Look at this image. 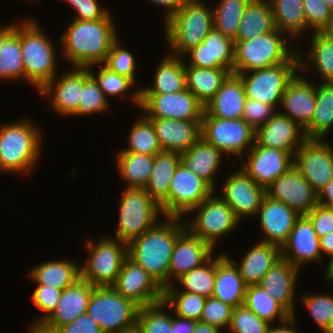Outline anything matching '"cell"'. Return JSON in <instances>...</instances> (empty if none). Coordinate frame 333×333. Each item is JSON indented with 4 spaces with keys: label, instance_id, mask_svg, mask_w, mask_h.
<instances>
[{
    "label": "cell",
    "instance_id": "74e56055",
    "mask_svg": "<svg viewBox=\"0 0 333 333\" xmlns=\"http://www.w3.org/2000/svg\"><path fill=\"white\" fill-rule=\"evenodd\" d=\"M276 29L269 0H250L233 41H247Z\"/></svg>",
    "mask_w": 333,
    "mask_h": 333
},
{
    "label": "cell",
    "instance_id": "9c48e42d",
    "mask_svg": "<svg viewBox=\"0 0 333 333\" xmlns=\"http://www.w3.org/2000/svg\"><path fill=\"white\" fill-rule=\"evenodd\" d=\"M139 309L140 306L112 287H95L87 314L99 324L103 333H121L137 325Z\"/></svg>",
    "mask_w": 333,
    "mask_h": 333
},
{
    "label": "cell",
    "instance_id": "6f0895ef",
    "mask_svg": "<svg viewBox=\"0 0 333 333\" xmlns=\"http://www.w3.org/2000/svg\"><path fill=\"white\" fill-rule=\"evenodd\" d=\"M233 307L213 297L206 298L200 322L222 329L229 328Z\"/></svg>",
    "mask_w": 333,
    "mask_h": 333
},
{
    "label": "cell",
    "instance_id": "5b68a950",
    "mask_svg": "<svg viewBox=\"0 0 333 333\" xmlns=\"http://www.w3.org/2000/svg\"><path fill=\"white\" fill-rule=\"evenodd\" d=\"M35 20L21 22V51L25 82L40 90L56 76L57 56L51 39Z\"/></svg>",
    "mask_w": 333,
    "mask_h": 333
},
{
    "label": "cell",
    "instance_id": "ac0fdd59",
    "mask_svg": "<svg viewBox=\"0 0 333 333\" xmlns=\"http://www.w3.org/2000/svg\"><path fill=\"white\" fill-rule=\"evenodd\" d=\"M90 76L88 67H73L70 71H65L60 78L56 75L38 92L51 97L52 109L56 113L68 117L77 116L78 100L83 85Z\"/></svg>",
    "mask_w": 333,
    "mask_h": 333
},
{
    "label": "cell",
    "instance_id": "7a4b0ae2",
    "mask_svg": "<svg viewBox=\"0 0 333 333\" xmlns=\"http://www.w3.org/2000/svg\"><path fill=\"white\" fill-rule=\"evenodd\" d=\"M97 21L73 20L60 42L63 54L72 67L102 64L112 44L118 39L112 15Z\"/></svg>",
    "mask_w": 333,
    "mask_h": 333
},
{
    "label": "cell",
    "instance_id": "6da1fadb",
    "mask_svg": "<svg viewBox=\"0 0 333 333\" xmlns=\"http://www.w3.org/2000/svg\"><path fill=\"white\" fill-rule=\"evenodd\" d=\"M184 220L164 217L127 244V257L148 272L163 289L169 286L172 251L177 238L186 230Z\"/></svg>",
    "mask_w": 333,
    "mask_h": 333
},
{
    "label": "cell",
    "instance_id": "a7ac6f4b",
    "mask_svg": "<svg viewBox=\"0 0 333 333\" xmlns=\"http://www.w3.org/2000/svg\"><path fill=\"white\" fill-rule=\"evenodd\" d=\"M318 204L333 207V179L318 193Z\"/></svg>",
    "mask_w": 333,
    "mask_h": 333
},
{
    "label": "cell",
    "instance_id": "7dc6e473",
    "mask_svg": "<svg viewBox=\"0 0 333 333\" xmlns=\"http://www.w3.org/2000/svg\"><path fill=\"white\" fill-rule=\"evenodd\" d=\"M167 305L161 301L140 307L137 326L142 333H175V315L167 314Z\"/></svg>",
    "mask_w": 333,
    "mask_h": 333
},
{
    "label": "cell",
    "instance_id": "003e7915",
    "mask_svg": "<svg viewBox=\"0 0 333 333\" xmlns=\"http://www.w3.org/2000/svg\"><path fill=\"white\" fill-rule=\"evenodd\" d=\"M197 322L175 315V333H192Z\"/></svg>",
    "mask_w": 333,
    "mask_h": 333
},
{
    "label": "cell",
    "instance_id": "7402d4cb",
    "mask_svg": "<svg viewBox=\"0 0 333 333\" xmlns=\"http://www.w3.org/2000/svg\"><path fill=\"white\" fill-rule=\"evenodd\" d=\"M281 257L301 269L309 262H321L320 240L312 223L301 215L295 222L287 241L280 248Z\"/></svg>",
    "mask_w": 333,
    "mask_h": 333
},
{
    "label": "cell",
    "instance_id": "4fadbf2b",
    "mask_svg": "<svg viewBox=\"0 0 333 333\" xmlns=\"http://www.w3.org/2000/svg\"><path fill=\"white\" fill-rule=\"evenodd\" d=\"M323 139H307L294 154L293 167L319 193L333 179V149Z\"/></svg>",
    "mask_w": 333,
    "mask_h": 333
},
{
    "label": "cell",
    "instance_id": "2644e50d",
    "mask_svg": "<svg viewBox=\"0 0 333 333\" xmlns=\"http://www.w3.org/2000/svg\"><path fill=\"white\" fill-rule=\"evenodd\" d=\"M219 328L198 321L192 333H222Z\"/></svg>",
    "mask_w": 333,
    "mask_h": 333
},
{
    "label": "cell",
    "instance_id": "11e5206c",
    "mask_svg": "<svg viewBox=\"0 0 333 333\" xmlns=\"http://www.w3.org/2000/svg\"><path fill=\"white\" fill-rule=\"evenodd\" d=\"M324 1L333 10V0H324Z\"/></svg>",
    "mask_w": 333,
    "mask_h": 333
},
{
    "label": "cell",
    "instance_id": "8d00e7d4",
    "mask_svg": "<svg viewBox=\"0 0 333 333\" xmlns=\"http://www.w3.org/2000/svg\"><path fill=\"white\" fill-rule=\"evenodd\" d=\"M35 284L61 289L80 279V265L74 260H48L35 265L28 274Z\"/></svg>",
    "mask_w": 333,
    "mask_h": 333
},
{
    "label": "cell",
    "instance_id": "9a60e30c",
    "mask_svg": "<svg viewBox=\"0 0 333 333\" xmlns=\"http://www.w3.org/2000/svg\"><path fill=\"white\" fill-rule=\"evenodd\" d=\"M214 191L205 180L180 163L171 179L169 217L186 218L193 208Z\"/></svg>",
    "mask_w": 333,
    "mask_h": 333
},
{
    "label": "cell",
    "instance_id": "277c9868",
    "mask_svg": "<svg viewBox=\"0 0 333 333\" xmlns=\"http://www.w3.org/2000/svg\"><path fill=\"white\" fill-rule=\"evenodd\" d=\"M204 2L187 0L164 22V37L171 50L170 55L184 57L187 51L201 44L214 28L213 9Z\"/></svg>",
    "mask_w": 333,
    "mask_h": 333
},
{
    "label": "cell",
    "instance_id": "91938a15",
    "mask_svg": "<svg viewBox=\"0 0 333 333\" xmlns=\"http://www.w3.org/2000/svg\"><path fill=\"white\" fill-rule=\"evenodd\" d=\"M272 105L247 98L242 118L254 129L267 123L277 112Z\"/></svg>",
    "mask_w": 333,
    "mask_h": 333
},
{
    "label": "cell",
    "instance_id": "30bf717a",
    "mask_svg": "<svg viewBox=\"0 0 333 333\" xmlns=\"http://www.w3.org/2000/svg\"><path fill=\"white\" fill-rule=\"evenodd\" d=\"M88 259L80 266V278L94 287H111L127 258V243L113 237H103L95 244L86 243Z\"/></svg>",
    "mask_w": 333,
    "mask_h": 333
},
{
    "label": "cell",
    "instance_id": "cb8c5ba5",
    "mask_svg": "<svg viewBox=\"0 0 333 333\" xmlns=\"http://www.w3.org/2000/svg\"><path fill=\"white\" fill-rule=\"evenodd\" d=\"M190 57L185 66L199 68H226L233 73L234 42L216 29H212L204 41L187 51Z\"/></svg>",
    "mask_w": 333,
    "mask_h": 333
},
{
    "label": "cell",
    "instance_id": "ee69618b",
    "mask_svg": "<svg viewBox=\"0 0 333 333\" xmlns=\"http://www.w3.org/2000/svg\"><path fill=\"white\" fill-rule=\"evenodd\" d=\"M243 305L271 325L275 322V319L282 322L291 315L257 284L246 287Z\"/></svg>",
    "mask_w": 333,
    "mask_h": 333
},
{
    "label": "cell",
    "instance_id": "816d5d0a",
    "mask_svg": "<svg viewBox=\"0 0 333 333\" xmlns=\"http://www.w3.org/2000/svg\"><path fill=\"white\" fill-rule=\"evenodd\" d=\"M99 65L101 68L98 69L97 74H94L92 68ZM88 69L90 70V75L96 80L106 98L107 95L113 97L120 96L123 98L126 95L125 93H127L126 91L130 90V88L135 85V82L131 78L119 75L109 70L103 64L90 65Z\"/></svg>",
    "mask_w": 333,
    "mask_h": 333
},
{
    "label": "cell",
    "instance_id": "ffe728a7",
    "mask_svg": "<svg viewBox=\"0 0 333 333\" xmlns=\"http://www.w3.org/2000/svg\"><path fill=\"white\" fill-rule=\"evenodd\" d=\"M266 194L288 205L300 216L308 214L318 205V193L295 167L282 174L268 186Z\"/></svg>",
    "mask_w": 333,
    "mask_h": 333
},
{
    "label": "cell",
    "instance_id": "f6af8a7d",
    "mask_svg": "<svg viewBox=\"0 0 333 333\" xmlns=\"http://www.w3.org/2000/svg\"><path fill=\"white\" fill-rule=\"evenodd\" d=\"M129 132V146L119 152H131L154 156L163 151L151 120L144 114L135 121Z\"/></svg>",
    "mask_w": 333,
    "mask_h": 333
},
{
    "label": "cell",
    "instance_id": "e575fe53",
    "mask_svg": "<svg viewBox=\"0 0 333 333\" xmlns=\"http://www.w3.org/2000/svg\"><path fill=\"white\" fill-rule=\"evenodd\" d=\"M280 258V247L260 239L247 251L239 265L236 260L232 261L236 264L244 283L248 286L258 284Z\"/></svg>",
    "mask_w": 333,
    "mask_h": 333
},
{
    "label": "cell",
    "instance_id": "ab89813d",
    "mask_svg": "<svg viewBox=\"0 0 333 333\" xmlns=\"http://www.w3.org/2000/svg\"><path fill=\"white\" fill-rule=\"evenodd\" d=\"M331 128H333V82H322L316 86V107L310 124L304 129L305 137L325 139Z\"/></svg>",
    "mask_w": 333,
    "mask_h": 333
},
{
    "label": "cell",
    "instance_id": "f907efd6",
    "mask_svg": "<svg viewBox=\"0 0 333 333\" xmlns=\"http://www.w3.org/2000/svg\"><path fill=\"white\" fill-rule=\"evenodd\" d=\"M302 304L307 308L321 333H333V295L305 294L301 296Z\"/></svg>",
    "mask_w": 333,
    "mask_h": 333
},
{
    "label": "cell",
    "instance_id": "5bb4252c",
    "mask_svg": "<svg viewBox=\"0 0 333 333\" xmlns=\"http://www.w3.org/2000/svg\"><path fill=\"white\" fill-rule=\"evenodd\" d=\"M140 110L147 118L202 120L205 106L188 89L177 93L140 94Z\"/></svg>",
    "mask_w": 333,
    "mask_h": 333
},
{
    "label": "cell",
    "instance_id": "d590c367",
    "mask_svg": "<svg viewBox=\"0 0 333 333\" xmlns=\"http://www.w3.org/2000/svg\"><path fill=\"white\" fill-rule=\"evenodd\" d=\"M224 155L220 150L200 137L187 151L180 153L181 163L205 180L214 190V180Z\"/></svg>",
    "mask_w": 333,
    "mask_h": 333
},
{
    "label": "cell",
    "instance_id": "3957f363",
    "mask_svg": "<svg viewBox=\"0 0 333 333\" xmlns=\"http://www.w3.org/2000/svg\"><path fill=\"white\" fill-rule=\"evenodd\" d=\"M31 123L19 120L0 126V172L25 175L35 167L43 137L39 128Z\"/></svg>",
    "mask_w": 333,
    "mask_h": 333
},
{
    "label": "cell",
    "instance_id": "44dd1931",
    "mask_svg": "<svg viewBox=\"0 0 333 333\" xmlns=\"http://www.w3.org/2000/svg\"><path fill=\"white\" fill-rule=\"evenodd\" d=\"M94 286L83 279L63 289L56 309L32 333H50L54 328L72 323L84 313L94 290Z\"/></svg>",
    "mask_w": 333,
    "mask_h": 333
},
{
    "label": "cell",
    "instance_id": "e0dca14e",
    "mask_svg": "<svg viewBox=\"0 0 333 333\" xmlns=\"http://www.w3.org/2000/svg\"><path fill=\"white\" fill-rule=\"evenodd\" d=\"M111 287L140 307L163 301V288L128 257L123 261L118 277Z\"/></svg>",
    "mask_w": 333,
    "mask_h": 333
},
{
    "label": "cell",
    "instance_id": "4dcf8cb0",
    "mask_svg": "<svg viewBox=\"0 0 333 333\" xmlns=\"http://www.w3.org/2000/svg\"><path fill=\"white\" fill-rule=\"evenodd\" d=\"M181 163L180 153L162 151L154 155L150 179L144 189L161 207L162 217H169V189L176 168Z\"/></svg>",
    "mask_w": 333,
    "mask_h": 333
},
{
    "label": "cell",
    "instance_id": "8c879c8a",
    "mask_svg": "<svg viewBox=\"0 0 333 333\" xmlns=\"http://www.w3.org/2000/svg\"><path fill=\"white\" fill-rule=\"evenodd\" d=\"M321 35L333 41V11L326 25L319 32Z\"/></svg>",
    "mask_w": 333,
    "mask_h": 333
},
{
    "label": "cell",
    "instance_id": "4316f807",
    "mask_svg": "<svg viewBox=\"0 0 333 333\" xmlns=\"http://www.w3.org/2000/svg\"><path fill=\"white\" fill-rule=\"evenodd\" d=\"M214 249L204 240L192 235L187 229L177 238L169 265V285L191 269L205 263ZM171 282V283H170Z\"/></svg>",
    "mask_w": 333,
    "mask_h": 333
},
{
    "label": "cell",
    "instance_id": "94428289",
    "mask_svg": "<svg viewBox=\"0 0 333 333\" xmlns=\"http://www.w3.org/2000/svg\"><path fill=\"white\" fill-rule=\"evenodd\" d=\"M65 1L66 3L71 5L76 11V15L72 20L97 21L104 19L110 13V11L106 7H100L97 0Z\"/></svg>",
    "mask_w": 333,
    "mask_h": 333
},
{
    "label": "cell",
    "instance_id": "f5cc1de1",
    "mask_svg": "<svg viewBox=\"0 0 333 333\" xmlns=\"http://www.w3.org/2000/svg\"><path fill=\"white\" fill-rule=\"evenodd\" d=\"M109 101L99 88L96 80L90 76L84 83L78 100L77 116L92 115L108 111Z\"/></svg>",
    "mask_w": 333,
    "mask_h": 333
},
{
    "label": "cell",
    "instance_id": "db71d44e",
    "mask_svg": "<svg viewBox=\"0 0 333 333\" xmlns=\"http://www.w3.org/2000/svg\"><path fill=\"white\" fill-rule=\"evenodd\" d=\"M109 70L118 73L119 75L131 78L136 82V63L134 55L123 48L117 39L102 63Z\"/></svg>",
    "mask_w": 333,
    "mask_h": 333
},
{
    "label": "cell",
    "instance_id": "8fae6325",
    "mask_svg": "<svg viewBox=\"0 0 333 333\" xmlns=\"http://www.w3.org/2000/svg\"><path fill=\"white\" fill-rule=\"evenodd\" d=\"M215 191L192 212L197 213L191 222L184 221L186 229L194 236L207 242L213 249L217 246L218 238L232 233L240 220L234 214L233 209Z\"/></svg>",
    "mask_w": 333,
    "mask_h": 333
},
{
    "label": "cell",
    "instance_id": "d6a6232c",
    "mask_svg": "<svg viewBox=\"0 0 333 333\" xmlns=\"http://www.w3.org/2000/svg\"><path fill=\"white\" fill-rule=\"evenodd\" d=\"M246 99L241 77L230 73L215 96L205 105V111L217 118L240 119Z\"/></svg>",
    "mask_w": 333,
    "mask_h": 333
},
{
    "label": "cell",
    "instance_id": "d4e9b609",
    "mask_svg": "<svg viewBox=\"0 0 333 333\" xmlns=\"http://www.w3.org/2000/svg\"><path fill=\"white\" fill-rule=\"evenodd\" d=\"M306 140L304 129L278 111L267 123L260 126L255 133V141L259 145L281 149L291 153L293 156Z\"/></svg>",
    "mask_w": 333,
    "mask_h": 333
},
{
    "label": "cell",
    "instance_id": "680465c9",
    "mask_svg": "<svg viewBox=\"0 0 333 333\" xmlns=\"http://www.w3.org/2000/svg\"><path fill=\"white\" fill-rule=\"evenodd\" d=\"M306 26L308 31L320 32L332 14V9L324 0H303Z\"/></svg>",
    "mask_w": 333,
    "mask_h": 333
},
{
    "label": "cell",
    "instance_id": "e7e4bbea",
    "mask_svg": "<svg viewBox=\"0 0 333 333\" xmlns=\"http://www.w3.org/2000/svg\"><path fill=\"white\" fill-rule=\"evenodd\" d=\"M150 1L155 3L156 5L162 6L165 9H167L164 15L165 16L164 21H166L173 14H175L187 0H150Z\"/></svg>",
    "mask_w": 333,
    "mask_h": 333
},
{
    "label": "cell",
    "instance_id": "753ad0ef",
    "mask_svg": "<svg viewBox=\"0 0 333 333\" xmlns=\"http://www.w3.org/2000/svg\"><path fill=\"white\" fill-rule=\"evenodd\" d=\"M325 278L328 282L333 283V256L329 258L328 266L326 268Z\"/></svg>",
    "mask_w": 333,
    "mask_h": 333
},
{
    "label": "cell",
    "instance_id": "8992f818",
    "mask_svg": "<svg viewBox=\"0 0 333 333\" xmlns=\"http://www.w3.org/2000/svg\"><path fill=\"white\" fill-rule=\"evenodd\" d=\"M305 60L301 52L297 50L288 61L282 64L239 73L246 98L272 105L275 109L278 108L283 93L298 71L303 69V71H309L311 64H307V59Z\"/></svg>",
    "mask_w": 333,
    "mask_h": 333
},
{
    "label": "cell",
    "instance_id": "484cf974",
    "mask_svg": "<svg viewBox=\"0 0 333 333\" xmlns=\"http://www.w3.org/2000/svg\"><path fill=\"white\" fill-rule=\"evenodd\" d=\"M297 73L289 82L281 98L282 111L301 128L305 129L312 119L316 107V85Z\"/></svg>",
    "mask_w": 333,
    "mask_h": 333
},
{
    "label": "cell",
    "instance_id": "7bdbcfd3",
    "mask_svg": "<svg viewBox=\"0 0 333 333\" xmlns=\"http://www.w3.org/2000/svg\"><path fill=\"white\" fill-rule=\"evenodd\" d=\"M215 277L216 257L214 258L212 255L205 263L176 279L183 288H176L175 284L173 285L172 283L164 288L163 291H184L198 294L205 298L212 297Z\"/></svg>",
    "mask_w": 333,
    "mask_h": 333
},
{
    "label": "cell",
    "instance_id": "f35d334b",
    "mask_svg": "<svg viewBox=\"0 0 333 333\" xmlns=\"http://www.w3.org/2000/svg\"><path fill=\"white\" fill-rule=\"evenodd\" d=\"M230 73L226 68L185 66L186 88L205 106Z\"/></svg>",
    "mask_w": 333,
    "mask_h": 333
},
{
    "label": "cell",
    "instance_id": "52a82bcc",
    "mask_svg": "<svg viewBox=\"0 0 333 333\" xmlns=\"http://www.w3.org/2000/svg\"><path fill=\"white\" fill-rule=\"evenodd\" d=\"M285 34L288 35L276 28L247 41H233V73L265 69L288 61L297 51L288 47L290 42L284 38Z\"/></svg>",
    "mask_w": 333,
    "mask_h": 333
},
{
    "label": "cell",
    "instance_id": "9f6ffc18",
    "mask_svg": "<svg viewBox=\"0 0 333 333\" xmlns=\"http://www.w3.org/2000/svg\"><path fill=\"white\" fill-rule=\"evenodd\" d=\"M37 288L34 289V292L31 296L34 306H36L40 311L43 312V315H40V318L35 319L31 324L30 331L31 333L36 330V328L44 322L51 313L56 309L59 302L61 293L63 290L51 288L50 286L37 284Z\"/></svg>",
    "mask_w": 333,
    "mask_h": 333
},
{
    "label": "cell",
    "instance_id": "b9f144b4",
    "mask_svg": "<svg viewBox=\"0 0 333 333\" xmlns=\"http://www.w3.org/2000/svg\"><path fill=\"white\" fill-rule=\"evenodd\" d=\"M269 3L278 30L292 38L300 37L303 31L308 30L303 0H269Z\"/></svg>",
    "mask_w": 333,
    "mask_h": 333
},
{
    "label": "cell",
    "instance_id": "f546056e",
    "mask_svg": "<svg viewBox=\"0 0 333 333\" xmlns=\"http://www.w3.org/2000/svg\"><path fill=\"white\" fill-rule=\"evenodd\" d=\"M185 60L167 54L155 70L154 85L132 92L130 100L140 108V94L177 93L186 88Z\"/></svg>",
    "mask_w": 333,
    "mask_h": 333
},
{
    "label": "cell",
    "instance_id": "1f68e13d",
    "mask_svg": "<svg viewBox=\"0 0 333 333\" xmlns=\"http://www.w3.org/2000/svg\"><path fill=\"white\" fill-rule=\"evenodd\" d=\"M247 285L236 266L226 254L216 256V277L212 297L233 308L244 303Z\"/></svg>",
    "mask_w": 333,
    "mask_h": 333
},
{
    "label": "cell",
    "instance_id": "7c38bea8",
    "mask_svg": "<svg viewBox=\"0 0 333 333\" xmlns=\"http://www.w3.org/2000/svg\"><path fill=\"white\" fill-rule=\"evenodd\" d=\"M255 133L256 130L243 118H217L204 110L201 137L229 157L233 154L242 161V154L247 153L255 143Z\"/></svg>",
    "mask_w": 333,
    "mask_h": 333
},
{
    "label": "cell",
    "instance_id": "be15d7a7",
    "mask_svg": "<svg viewBox=\"0 0 333 333\" xmlns=\"http://www.w3.org/2000/svg\"><path fill=\"white\" fill-rule=\"evenodd\" d=\"M50 333H103L99 324L87 313L82 314L72 323L54 328Z\"/></svg>",
    "mask_w": 333,
    "mask_h": 333
},
{
    "label": "cell",
    "instance_id": "83f0119b",
    "mask_svg": "<svg viewBox=\"0 0 333 333\" xmlns=\"http://www.w3.org/2000/svg\"><path fill=\"white\" fill-rule=\"evenodd\" d=\"M299 272L300 269L281 257L257 285L280 303L291 315H295V290Z\"/></svg>",
    "mask_w": 333,
    "mask_h": 333
},
{
    "label": "cell",
    "instance_id": "60d3db41",
    "mask_svg": "<svg viewBox=\"0 0 333 333\" xmlns=\"http://www.w3.org/2000/svg\"><path fill=\"white\" fill-rule=\"evenodd\" d=\"M116 163L126 188H144L148 183L154 164V156L145 154L118 152Z\"/></svg>",
    "mask_w": 333,
    "mask_h": 333
},
{
    "label": "cell",
    "instance_id": "03108f58",
    "mask_svg": "<svg viewBox=\"0 0 333 333\" xmlns=\"http://www.w3.org/2000/svg\"><path fill=\"white\" fill-rule=\"evenodd\" d=\"M295 321H296V316L290 315L286 320L279 322L277 327H274V326L271 327V324H270L266 333H300V332H298V330L296 331L293 328L296 324Z\"/></svg>",
    "mask_w": 333,
    "mask_h": 333
},
{
    "label": "cell",
    "instance_id": "681fc988",
    "mask_svg": "<svg viewBox=\"0 0 333 333\" xmlns=\"http://www.w3.org/2000/svg\"><path fill=\"white\" fill-rule=\"evenodd\" d=\"M205 301V297L190 292L163 291V302L175 315L195 321H200Z\"/></svg>",
    "mask_w": 333,
    "mask_h": 333
},
{
    "label": "cell",
    "instance_id": "c3c4849f",
    "mask_svg": "<svg viewBox=\"0 0 333 333\" xmlns=\"http://www.w3.org/2000/svg\"><path fill=\"white\" fill-rule=\"evenodd\" d=\"M311 44L308 52V61L321 76L322 82H333V41L327 39L319 32L312 33Z\"/></svg>",
    "mask_w": 333,
    "mask_h": 333
},
{
    "label": "cell",
    "instance_id": "89a4df30",
    "mask_svg": "<svg viewBox=\"0 0 333 333\" xmlns=\"http://www.w3.org/2000/svg\"><path fill=\"white\" fill-rule=\"evenodd\" d=\"M319 240L321 255L325 254L331 258L333 256V232L320 237Z\"/></svg>",
    "mask_w": 333,
    "mask_h": 333
},
{
    "label": "cell",
    "instance_id": "d6986e66",
    "mask_svg": "<svg viewBox=\"0 0 333 333\" xmlns=\"http://www.w3.org/2000/svg\"><path fill=\"white\" fill-rule=\"evenodd\" d=\"M225 179L220 197L233 209L236 217L240 220L244 216H255L266 189L250 178L242 167Z\"/></svg>",
    "mask_w": 333,
    "mask_h": 333
},
{
    "label": "cell",
    "instance_id": "2e32d148",
    "mask_svg": "<svg viewBox=\"0 0 333 333\" xmlns=\"http://www.w3.org/2000/svg\"><path fill=\"white\" fill-rule=\"evenodd\" d=\"M246 156V161L241 164L242 169L265 189L282 174L287 173L294 163V156L291 153L263 147L256 141Z\"/></svg>",
    "mask_w": 333,
    "mask_h": 333
},
{
    "label": "cell",
    "instance_id": "ba28073f",
    "mask_svg": "<svg viewBox=\"0 0 333 333\" xmlns=\"http://www.w3.org/2000/svg\"><path fill=\"white\" fill-rule=\"evenodd\" d=\"M122 193L115 239L128 244L161 221L163 213L144 188H125Z\"/></svg>",
    "mask_w": 333,
    "mask_h": 333
},
{
    "label": "cell",
    "instance_id": "603a6c76",
    "mask_svg": "<svg viewBox=\"0 0 333 333\" xmlns=\"http://www.w3.org/2000/svg\"><path fill=\"white\" fill-rule=\"evenodd\" d=\"M259 217L260 228L265 235L261 241L274 244L278 247L287 241L296 220L300 215L288 205L269 197L262 199L256 216Z\"/></svg>",
    "mask_w": 333,
    "mask_h": 333
},
{
    "label": "cell",
    "instance_id": "836d02e7",
    "mask_svg": "<svg viewBox=\"0 0 333 333\" xmlns=\"http://www.w3.org/2000/svg\"><path fill=\"white\" fill-rule=\"evenodd\" d=\"M23 80L21 51V23L1 26L0 28V80Z\"/></svg>",
    "mask_w": 333,
    "mask_h": 333
},
{
    "label": "cell",
    "instance_id": "11a10c76",
    "mask_svg": "<svg viewBox=\"0 0 333 333\" xmlns=\"http://www.w3.org/2000/svg\"><path fill=\"white\" fill-rule=\"evenodd\" d=\"M269 326L270 323L242 305L233 309L228 331L230 333H266Z\"/></svg>",
    "mask_w": 333,
    "mask_h": 333
},
{
    "label": "cell",
    "instance_id": "34e18365",
    "mask_svg": "<svg viewBox=\"0 0 333 333\" xmlns=\"http://www.w3.org/2000/svg\"><path fill=\"white\" fill-rule=\"evenodd\" d=\"M121 333H142V332L141 329L137 325H135L131 328L125 329Z\"/></svg>",
    "mask_w": 333,
    "mask_h": 333
},
{
    "label": "cell",
    "instance_id": "bcb514c9",
    "mask_svg": "<svg viewBox=\"0 0 333 333\" xmlns=\"http://www.w3.org/2000/svg\"><path fill=\"white\" fill-rule=\"evenodd\" d=\"M249 2L250 0H220L213 8L214 29L234 40Z\"/></svg>",
    "mask_w": 333,
    "mask_h": 333
},
{
    "label": "cell",
    "instance_id": "f1b7e54d",
    "mask_svg": "<svg viewBox=\"0 0 333 333\" xmlns=\"http://www.w3.org/2000/svg\"><path fill=\"white\" fill-rule=\"evenodd\" d=\"M148 119L155 128L163 151L182 153L201 137V120Z\"/></svg>",
    "mask_w": 333,
    "mask_h": 333
},
{
    "label": "cell",
    "instance_id": "6125c7cd",
    "mask_svg": "<svg viewBox=\"0 0 333 333\" xmlns=\"http://www.w3.org/2000/svg\"><path fill=\"white\" fill-rule=\"evenodd\" d=\"M305 216L319 238L333 232V207L318 204Z\"/></svg>",
    "mask_w": 333,
    "mask_h": 333
}]
</instances>
